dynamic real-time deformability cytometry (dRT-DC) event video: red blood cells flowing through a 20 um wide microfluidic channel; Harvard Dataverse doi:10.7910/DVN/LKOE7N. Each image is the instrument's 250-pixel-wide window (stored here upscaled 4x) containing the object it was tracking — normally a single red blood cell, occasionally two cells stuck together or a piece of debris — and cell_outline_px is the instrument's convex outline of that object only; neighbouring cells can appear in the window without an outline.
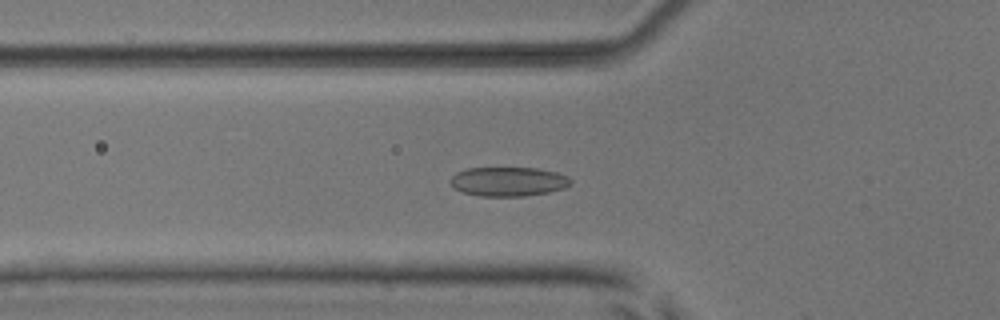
{"species": "common noctule bat (a hibernating species)", "species_latin": "Nyctalus noctula", "temperature_condition": "room temperature", "stored_images_in_passage": 45, "camera_frame_rate_fps": 3000, "um_per_image_px": 0.085, "animal": {"sex": "male", "body_mass_g": 17.9, "forearm_length_mm": 54.2}, "frame": {"image": 1, "passage_image": 11, "time_ms": 3.333, "image_size_px": [1000, 320], "cell_outline_px": [[572, 184], [564, 188], [548, 192], [524, 196], [480, 196], [464, 192], [456, 188], [448, 180], [456, 172], [468, 168], [540, 168], [556, 172], [568, 176], [572, 180]], "centroid_in_image_um": [43.24, 15.42], "position_along_channel_um": 82.6, "area_um2": 20.52}}
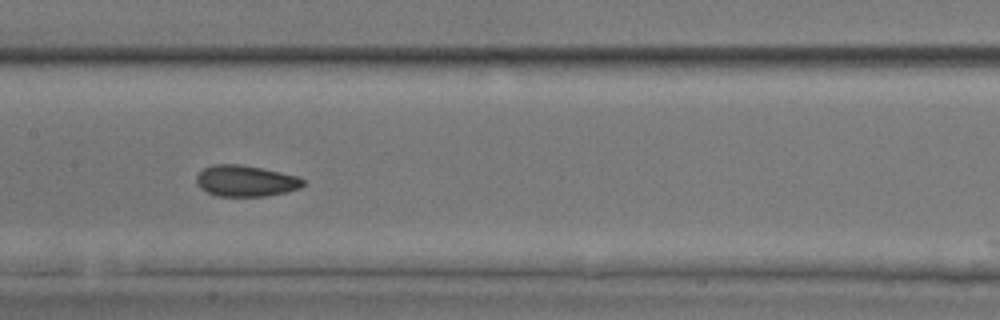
{"frame": {"image": 2, "passage_image": 19, "time_ms": 6.0, "image_size_px": [1000, 320], "cell_outline_px": [[304, 184], [300, 188], [284, 192], [264, 196], [216, 196], [200, 188], [196, 184], [196, 176], [204, 168], [212, 164], [240, 164], [280, 172], [296, 176], [304, 180]], "centroid_in_image_um": [20.84, 15.37], "position_along_channel_um": 186.6, "area_um2": 19.25}}
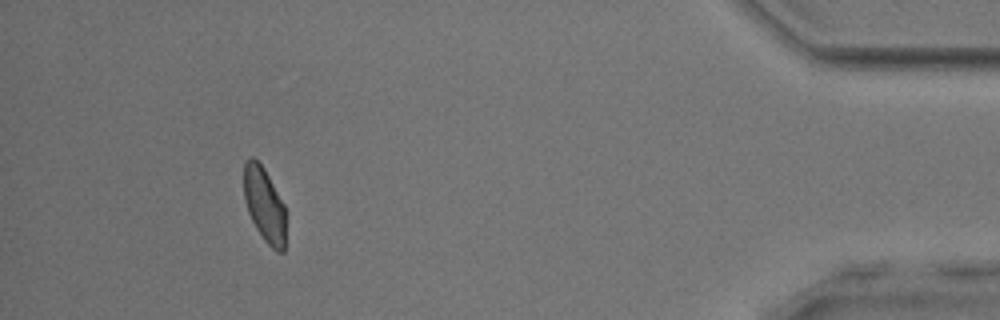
{"frame": {"image": 3, "passage_image": 41, "time_ms": 13.333, "image_size_px": [1000, 320], "cell_outline_px": [[284, 252], [276, 252], [264, 240], [256, 228], [248, 212], [244, 200], [244, 164], [248, 156], [252, 156], [264, 168], [284, 204]], "centroid_in_image_um": [22.45, 17.38], "position_along_channel_um": 412.8, "area_um2": 18.03}, "authors_computed_cell_mechanics": {"area_um2": 19.2474, "velocity_mm_per_s": 3.8946, "shape_relaxation_time_tau1_ms": 3.5465, "shape_relaxation_time_tau2_ms": 1.6487, "deformation_change_tau1": 0.0884, "deformation_change_tau2": 0.053}}